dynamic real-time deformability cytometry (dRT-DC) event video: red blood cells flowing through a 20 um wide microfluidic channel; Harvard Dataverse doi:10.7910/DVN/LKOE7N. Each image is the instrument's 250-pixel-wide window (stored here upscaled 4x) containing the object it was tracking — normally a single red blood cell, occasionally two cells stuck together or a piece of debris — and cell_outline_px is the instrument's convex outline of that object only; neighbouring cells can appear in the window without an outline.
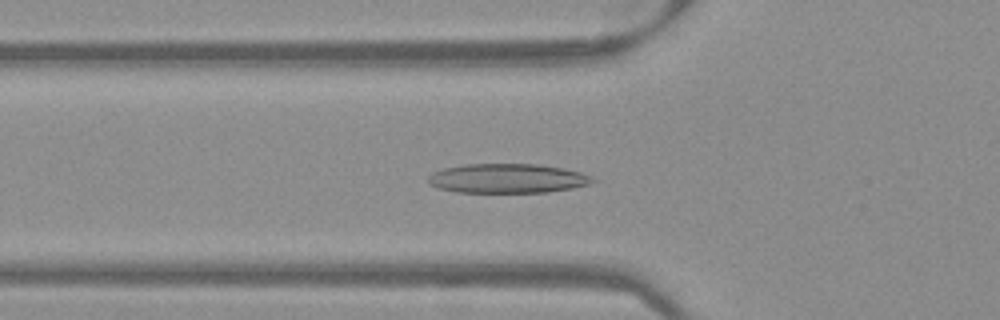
{"species": "Egyptian fruit bat (a non-hibernating species)", "species_latin": "Rousettus aegyptiacus", "temperature_condition": "warm", "stored_images_in_passage": 51, "camera_frame_rate_fps": 3000, "um_per_image_px": 0.085, "frame": {"image": 1, "passage_image": 18, "time_ms": 5.667, "image_size_px": [1000, 320], "cell_outline_px": [[596, 180], [592, 184], [572, 188], [548, 192], [456, 192], [440, 188], [428, 184], [428, 176], [432, 172], [444, 168], [464, 164], [536, 164], [564, 168], [580, 172], [592, 176]], "centroid_in_image_um": [43.15, 15.16], "position_along_channel_um": 82.7, "area_um2": 28.26}}
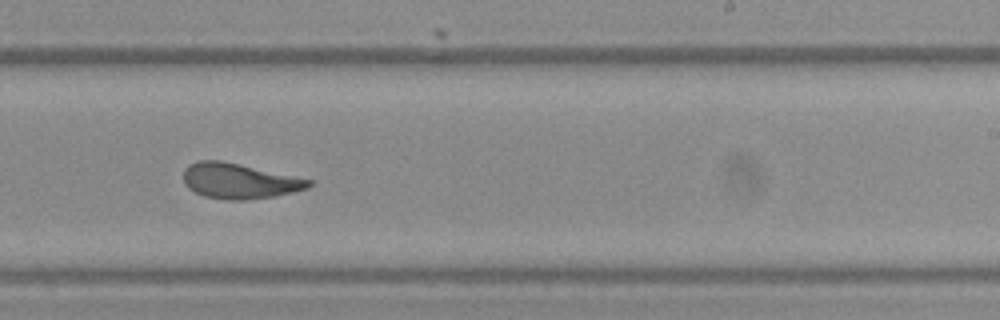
{"frame": {"image": 2, "passage_image": 32, "time_ms": 10.333, "image_size_px": [1000, 320], "cell_outline_px": [[312, 184], [308, 188], [292, 192], [272, 196], [244, 200], [228, 200], [204, 196], [188, 188], [184, 184], [184, 168], [188, 164], [200, 160], [220, 160], [312, 180]], "centroid_in_image_um": [20.29, 15.38], "position_along_channel_um": 268.7, "area_um2": 25.49}}
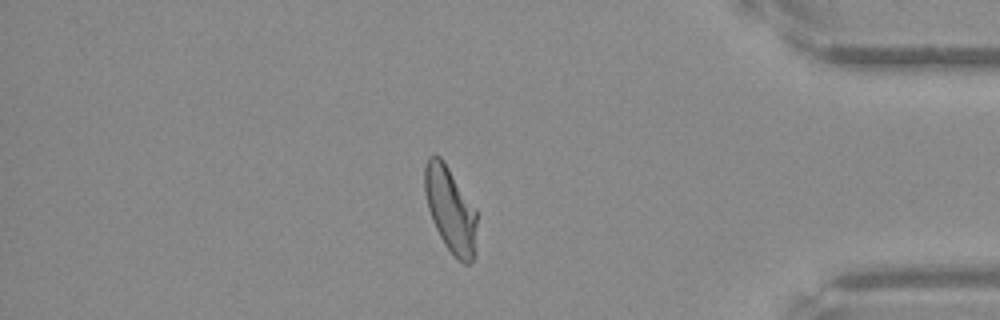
{"frame": {"image": 3, "passage_image": 44, "time_ms": 14.333, "image_size_px": [1000, 320], "cell_outline_px": [[476, 224], [472, 264], [464, 264], [456, 260], [444, 244], [432, 220], [428, 208], [424, 192], [424, 168], [428, 156], [440, 156], [476, 208]], "centroid_in_image_um": [38.27, 17.83], "position_along_channel_um": 396.9, "area_um2": 25.84}}